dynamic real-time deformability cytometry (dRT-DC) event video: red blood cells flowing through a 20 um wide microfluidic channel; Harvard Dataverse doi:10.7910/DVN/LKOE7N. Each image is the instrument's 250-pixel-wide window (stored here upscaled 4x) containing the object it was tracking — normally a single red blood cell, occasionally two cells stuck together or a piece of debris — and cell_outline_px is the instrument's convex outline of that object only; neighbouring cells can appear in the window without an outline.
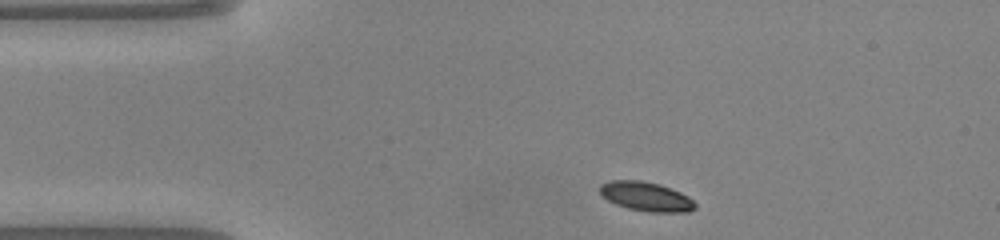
{"species": "common noctule bat (a hibernating species)", "species_latin": "Nyctalus noctula", "temperature_condition": "warm", "stored_images_in_passage": 41, "camera_frame_rate_fps": 3000, "um_per_image_px": 0.085, "animal": {"sex": "male", "body_mass_g": 20.0, "forearm_length_mm": 53.3}, "frame": {"image": 1, "passage_image": 1, "time_ms": 0.0, "image_size_px": [1000, 240], "cell_outline_px": [[696, 208], [688, 212], [648, 212], [628, 208], [616, 204], [608, 200], [600, 192], [600, 184], [608, 180], [640, 180], [660, 184], [680, 192], [688, 196], [696, 204]], "centroid_in_image_um": [54.92, 16.7], "position_along_channel_um": 30.1, "area_um2": 16.24}}
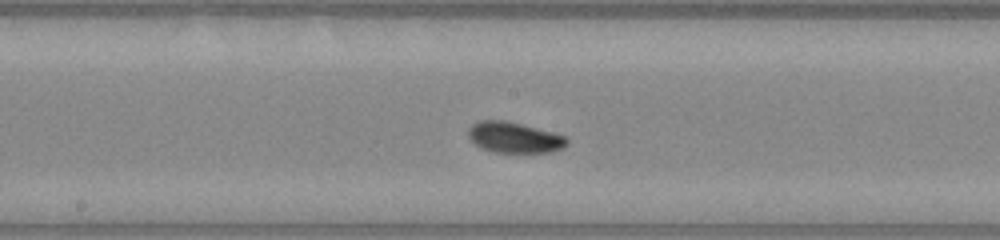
{"frame": {"image": 2, "passage_image": 17, "time_ms": 5.333, "image_size_px": [1000, 240], "cell_outline_px": [[568, 144], [564, 148], [552, 152], [492, 152], [476, 144], [468, 136], [468, 128], [472, 124], [480, 120], [504, 120], [552, 132], [564, 136], [568, 140]], "centroid_in_image_um": [43.72, 11.68], "position_along_channel_um": 204.5, "area_um2": 17.51}}
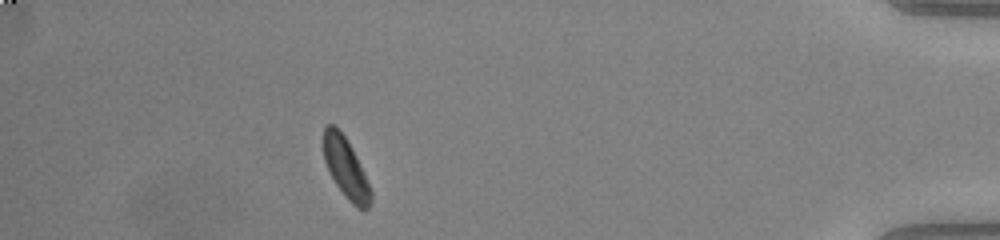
{"frame": {"image": 3, "passage_image": 36, "time_ms": 11.667, "image_size_px": [1000, 240], "cell_outline_px": [[372, 200], [368, 208], [364, 212], [356, 208], [348, 200], [336, 184], [324, 160], [324, 128], [328, 124], [332, 124], [344, 136], [352, 148], [360, 164], [372, 192]], "centroid_in_image_um": [29.42, 14.35], "position_along_channel_um": 405.8, "area_um2": 16.3}, "authors_computed_cell_mechanics": {"area_um2": 16.9354, "velocity_mm_per_s": 4.0774, "shape_relaxation_time_tau1_ms": 2.0733, "shape_relaxation_time_tau2_ms": null, "deformation_change_tau1": 0.0931, "deformation_change_tau2": null}}